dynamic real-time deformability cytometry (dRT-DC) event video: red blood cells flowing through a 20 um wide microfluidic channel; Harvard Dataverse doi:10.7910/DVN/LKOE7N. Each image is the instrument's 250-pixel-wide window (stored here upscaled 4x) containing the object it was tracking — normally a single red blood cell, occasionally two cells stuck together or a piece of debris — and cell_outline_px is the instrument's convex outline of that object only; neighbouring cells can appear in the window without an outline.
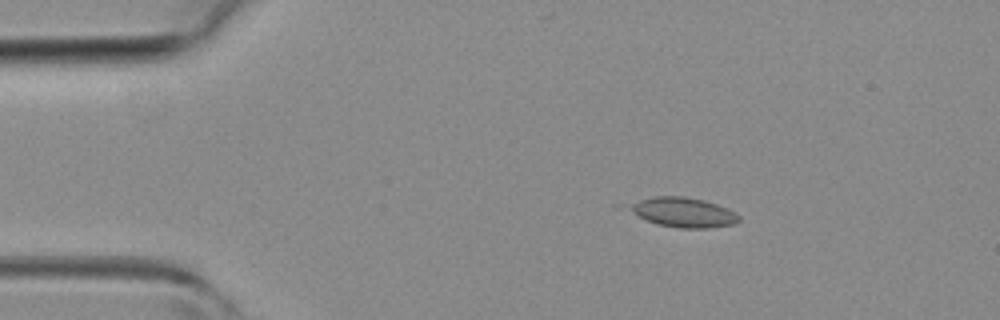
{"species": "common noctule bat (a hibernating species)", "species_latin": "Nyctalus noctula", "temperature_condition": "room temperature", "stored_images_in_passage": 11, "camera_frame_rate_fps": 3000, "um_per_image_px": 0.085, "animal": {"sex": "female", "body_mass_g": 19.3, "forearm_length_mm": 54.1}, "frame": {"image": 1, "passage_image": 7, "time_ms": 2.0, "image_size_px": [1000, 320], "cell_outline_px": [[740, 220], [732, 224], [708, 228], [680, 228], [656, 224], [640, 216], [628, 208], [632, 204], [640, 200], [652, 196], [684, 196], [704, 200], [728, 208], [736, 212], [740, 216]], "centroid_in_image_um": [58.14, 18.04], "position_along_channel_um": 26.9, "area_um2": 18.73}}